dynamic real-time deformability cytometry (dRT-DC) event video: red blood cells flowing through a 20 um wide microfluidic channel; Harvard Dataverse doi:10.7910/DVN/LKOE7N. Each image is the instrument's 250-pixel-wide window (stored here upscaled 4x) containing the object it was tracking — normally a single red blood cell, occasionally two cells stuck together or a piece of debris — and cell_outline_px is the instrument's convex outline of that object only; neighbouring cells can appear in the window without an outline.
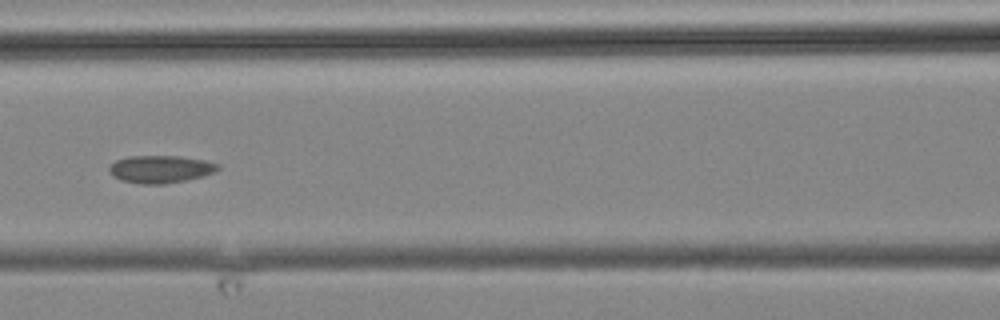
{"species": "common noctule bat (a hibernating species)", "species_latin": "Nyctalus noctula", "temperature_condition": "cold", "stored_images_in_passage": 5, "camera_frame_rate_fps": 3000, "um_per_image_px": 0.085, "animal": {"sex": "male", "body_mass_g": 19.2, "forearm_length_mm": 51.8}, "frame": {"image": 1, "passage_image": 3, "time_ms": 2.333, "image_size_px": [1000, 320], "cell_outline_px": [[220, 168], [204, 176], [164, 184], [140, 184], [120, 180], [112, 176], [108, 168], [116, 160], [128, 156], [176, 156], [204, 160], [220, 164]], "centroid_in_image_um": [13.61, 14.38], "position_along_channel_um": 153.0, "area_um2": 17.4}}
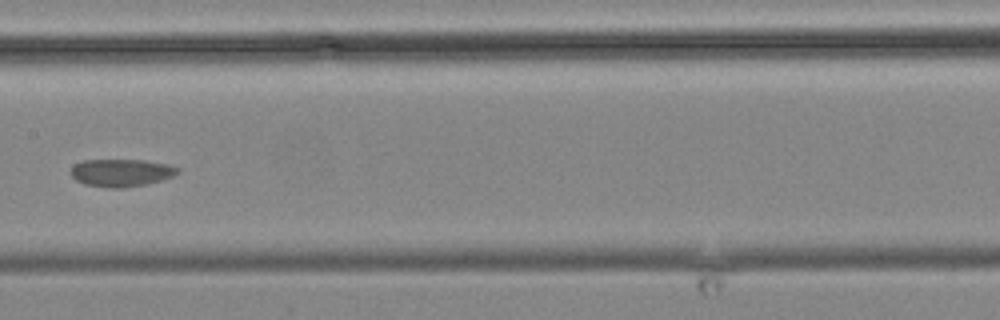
{"frame": {"image": 2, "passage_image": 4, "time_ms": 3.667, "image_size_px": [1000, 320], "cell_outline_px": [[180, 172], [172, 176], [160, 180], [144, 184], [120, 188], [108, 188], [84, 184], [76, 180], [68, 172], [76, 164], [84, 160], [144, 160], [168, 164], [180, 168]], "centroid_in_image_um": [10.29, 14.68], "position_along_channel_um": 197.1, "area_um2": 17.11}}
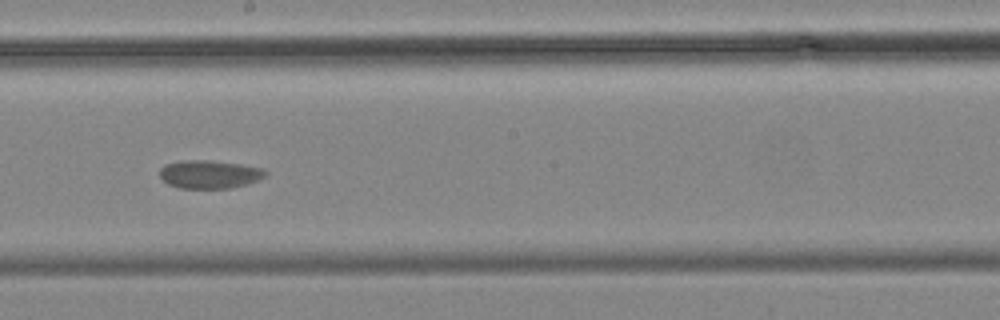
{"frame": {"image": 3, "passage_image": 5, "time_ms": 4.667, "image_size_px": [1000, 320], "cell_outline_px": [[268, 172], [264, 176], [248, 184], [232, 188], [180, 188], [168, 184], [160, 176], [160, 168], [164, 164], [184, 160], [212, 160], [240, 164], [260, 168]], "centroid_in_image_um": [17.78, 14.81], "position_along_channel_um": 230.4, "area_um2": 17.34}}